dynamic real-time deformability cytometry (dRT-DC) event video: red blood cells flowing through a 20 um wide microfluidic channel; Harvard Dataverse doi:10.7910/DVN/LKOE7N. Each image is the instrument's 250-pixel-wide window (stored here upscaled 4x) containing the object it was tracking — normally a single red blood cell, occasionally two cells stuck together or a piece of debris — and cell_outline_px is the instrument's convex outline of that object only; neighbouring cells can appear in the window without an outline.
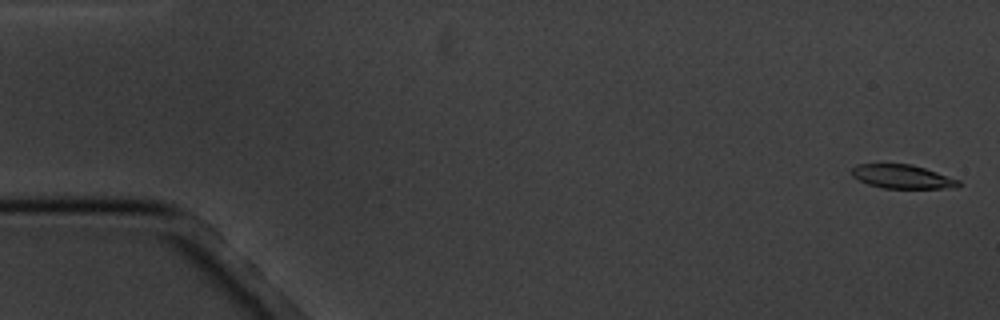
{"species": "common noctule bat (a hibernating species)", "species_latin": "Nyctalus noctula", "temperature_condition": "cold", "stored_images_in_passage": 6, "camera_frame_rate_fps": 3000, "um_per_image_px": 0.085, "animal": {"sex": "male", "body_mass_g": 20.1, "forearm_length_mm": 53.5}, "frame": {"image": 1, "passage_image": 1, "time_ms": 0.0, "image_size_px": [1000, 320], "cell_outline_px": [[960, 184], [956, 188], [884, 188], [868, 184], [852, 176], [852, 168], [856, 164], [912, 164], [960, 180]], "centroid_in_image_um": [76.7, 15.01], "position_along_channel_um": 8.3, "area_um2": 14.68}}